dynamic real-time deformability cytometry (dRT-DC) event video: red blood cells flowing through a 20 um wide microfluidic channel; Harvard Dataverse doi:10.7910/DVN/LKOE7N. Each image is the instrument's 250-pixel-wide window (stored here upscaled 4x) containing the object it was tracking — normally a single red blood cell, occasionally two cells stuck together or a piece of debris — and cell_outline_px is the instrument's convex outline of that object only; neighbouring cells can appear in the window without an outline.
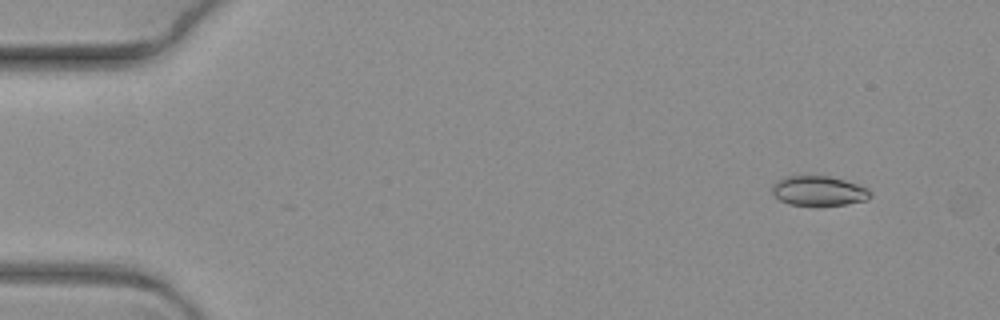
{"species": "common noctule bat (a hibernating species)", "species_latin": "Nyctalus noctula", "temperature_condition": "warm", "stored_images_in_passage": 5, "camera_frame_rate_fps": 3000, "um_per_image_px": 0.085, "animal": {"sex": "female", "body_mass_g": 19.3, "forearm_length_mm": 54.1}, "frame": {"image": 1, "passage_image": 2, "time_ms": 0.333, "image_size_px": [1000, 320], "cell_outline_px": [[872, 196], [868, 200], [844, 204], [788, 204], [780, 200], [772, 192], [772, 188], [776, 180], [788, 176], [828, 176], [844, 180], [868, 188], [872, 192]], "centroid_in_image_um": [69.61, 16.21], "position_along_channel_um": 15.4, "area_um2": 16.7}}